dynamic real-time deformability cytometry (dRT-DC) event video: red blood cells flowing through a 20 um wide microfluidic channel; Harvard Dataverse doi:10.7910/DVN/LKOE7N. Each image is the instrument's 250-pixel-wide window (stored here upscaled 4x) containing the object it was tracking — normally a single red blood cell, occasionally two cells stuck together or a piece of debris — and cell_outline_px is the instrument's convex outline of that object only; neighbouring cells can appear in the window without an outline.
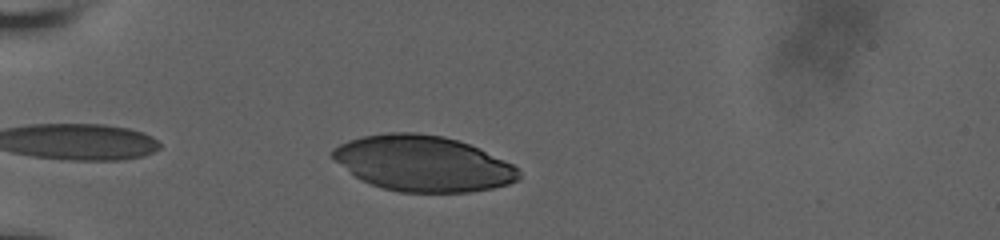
{"species": "human", "species_latin": "Homo sapiens", "temperature_condition": "room temperature", "stored_images_in_passage": 47, "camera_frame_rate_fps": 3000, "um_per_image_px": 0.085, "donor": {"sex": "male"}, "frame": {"image": 1, "passage_image": 5, "time_ms": 1.0, "image_size_px": [1000, 240], "cell_outline_px": [[520, 180], [508, 184], [492, 188], [468, 192], [400, 192], [384, 188], [360, 180], [336, 160], [332, 156], [332, 148], [348, 140], [364, 136], [388, 132], [416, 132], [444, 136], [480, 148], [520, 168]], "centroid_in_image_um": [35.98, 13.89], "position_along_channel_um": 49.0, "area_um2": 60.23}}
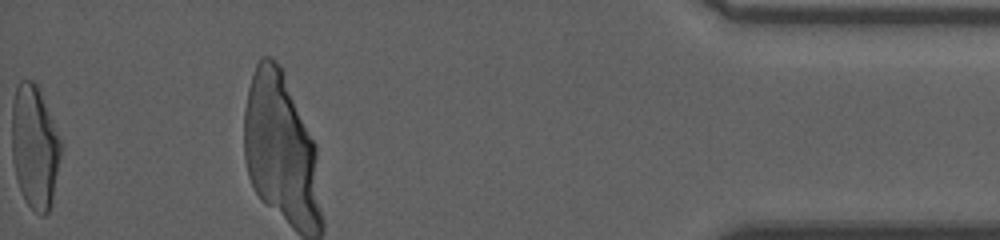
{"frame": {"image": 2, "passage_image": 47, "time_ms": 12.667, "image_size_px": [1000, 240], "cell_outline_px": [[64, 148], [52, 204], [48, 212], [44, 216], [40, 216], [24, 200], [16, 176], [12, 160], [12, 104], [16, 84], [20, 80], [32, 80], [40, 84]], "centroid_in_image_um": [2.99, 12.44], "position_along_channel_um": 432.2, "area_um2": 36.59}}